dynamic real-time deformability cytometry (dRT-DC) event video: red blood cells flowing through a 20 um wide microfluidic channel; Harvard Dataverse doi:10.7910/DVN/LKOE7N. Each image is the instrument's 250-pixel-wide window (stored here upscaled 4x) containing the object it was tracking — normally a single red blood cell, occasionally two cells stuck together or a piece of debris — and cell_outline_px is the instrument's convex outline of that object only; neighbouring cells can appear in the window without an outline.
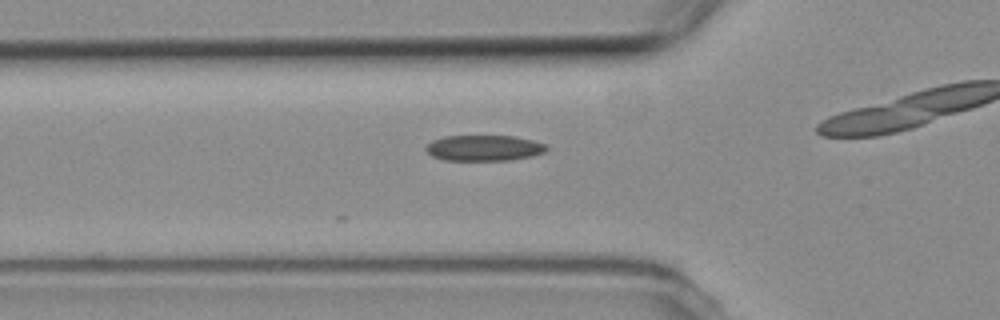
{"species": "common noctule bat (a hibernating species)", "species_latin": "Nyctalus noctula", "temperature_condition": "room temperature", "stored_images_in_passage": 5, "camera_frame_rate_fps": 3000, "um_per_image_px": 0.085, "animal": {"sex": "female", "body_mass_g": 19.3, "forearm_length_mm": 54.1}, "frame": {"image": 1, "passage_image": 5, "time_ms": 1.333, "image_size_px": [1000, 320], "cell_outline_px": [[548, 148], [544, 152], [532, 156], [512, 160], [444, 160], [432, 156], [424, 148], [432, 140], [444, 136], [512, 136], [532, 140], [548, 144]], "centroid_in_image_um": [41.15, 12.58], "position_along_channel_um": 84.6, "area_um2": 18.15}}